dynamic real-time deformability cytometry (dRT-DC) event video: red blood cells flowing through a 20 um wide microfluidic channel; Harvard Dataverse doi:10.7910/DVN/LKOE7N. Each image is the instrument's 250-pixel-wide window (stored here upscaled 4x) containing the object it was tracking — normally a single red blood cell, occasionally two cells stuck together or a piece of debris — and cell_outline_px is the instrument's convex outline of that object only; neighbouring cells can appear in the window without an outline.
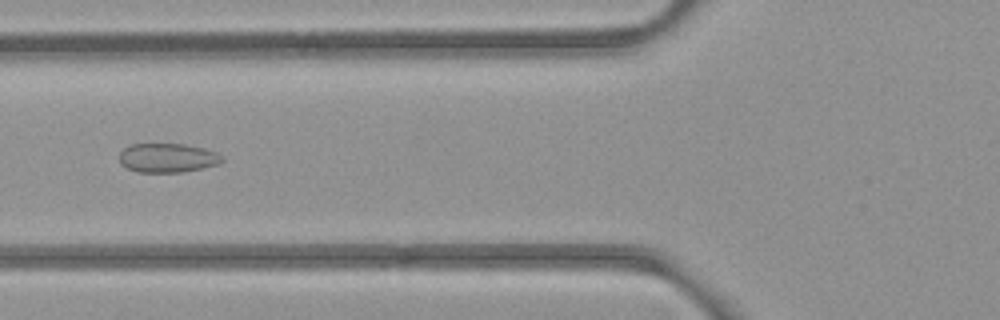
{"species": "common noctule bat (a hibernating species)", "species_latin": "Nyctalus noctula", "temperature_condition": "room temperature", "stored_images_in_passage": 6, "camera_frame_rate_fps": 3000, "um_per_image_px": 0.085, "animal": {"sex": "female", "body_mass_g": 21.9}, "frame": {"image": 1, "passage_image": 6, "time_ms": 5.667, "image_size_px": [1000, 320], "cell_outline_px": [[224, 160], [220, 164], [184, 172], [136, 172], [120, 164], [120, 152], [124, 148], [132, 144], [184, 144], [204, 148], [216, 152]], "centroid_in_image_um": [14.24, 13.42], "position_along_channel_um": 111.6, "area_um2": 17.46}}